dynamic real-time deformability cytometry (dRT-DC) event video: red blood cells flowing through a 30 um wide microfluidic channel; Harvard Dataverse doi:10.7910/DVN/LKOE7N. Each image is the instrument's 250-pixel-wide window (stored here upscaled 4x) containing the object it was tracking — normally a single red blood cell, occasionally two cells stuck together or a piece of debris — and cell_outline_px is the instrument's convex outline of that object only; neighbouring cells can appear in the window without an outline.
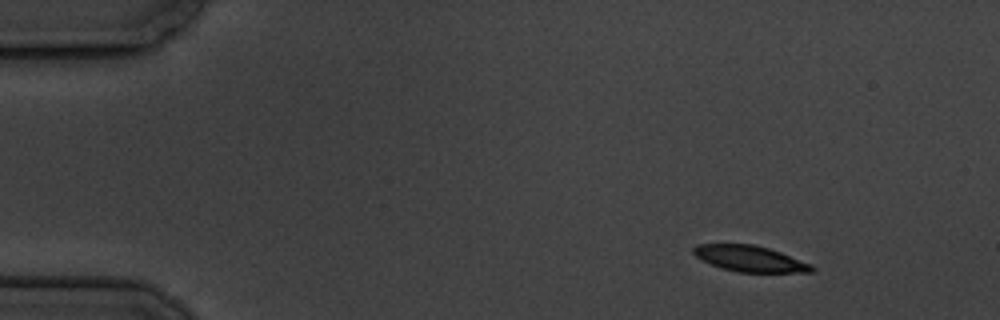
{"species": "common noctule bat (a hibernating species)", "species_latin": "Nyctalus noctula", "temperature_condition": "cold", "stored_images_in_passage": 5, "camera_frame_rate_fps": 3000, "um_per_image_px": 0.085, "animal": {"sex": "male", "body_mass_g": 19.5, "forearm_length_mm": 54.6}, "frame": {"image": 1, "passage_image": 2, "time_ms": 1.333, "image_size_px": [1000, 320], "cell_outline_px": [[816, 268], [812, 272], [736, 272], [720, 268], [700, 260], [692, 252], [692, 248], [696, 244], [756, 244], [780, 252], [812, 264]], "centroid_in_image_um": [63.71, 21.98], "position_along_channel_um": 21.3, "area_um2": 18.09}}
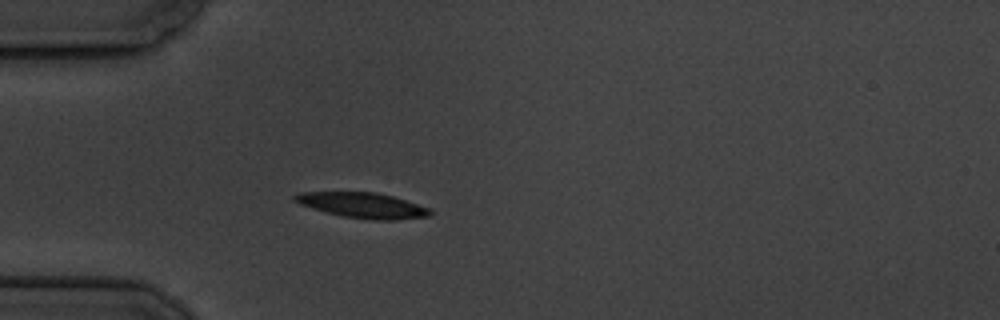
{"frame": {"image": 2, "passage_image": 5, "time_ms": 4.667, "image_size_px": [1000, 320], "cell_outline_px": [[432, 216], [396, 220], [376, 220], [344, 216], [328, 212], [300, 204], [292, 200], [292, 196], [300, 192], [376, 192], [392, 196], [432, 208]], "centroid_in_image_um": [30.89, 17.44], "position_along_channel_um": 54.1, "area_um2": 19.94}}